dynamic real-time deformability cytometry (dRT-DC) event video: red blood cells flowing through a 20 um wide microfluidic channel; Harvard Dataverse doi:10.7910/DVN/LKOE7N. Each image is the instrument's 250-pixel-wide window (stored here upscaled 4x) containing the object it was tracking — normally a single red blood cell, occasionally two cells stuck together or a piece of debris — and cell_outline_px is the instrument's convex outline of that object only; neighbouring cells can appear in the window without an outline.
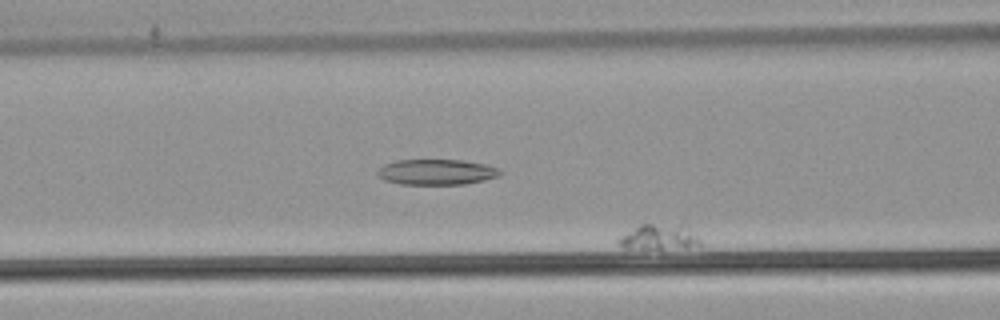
{"species": "common noctule bat (a hibernating species)", "species_latin": "Nyctalus noctula", "temperature_condition": "warm", "stored_images_in_passage": 59, "camera_frame_rate_fps": 3000, "um_per_image_px": 0.085, "animal": {"sex": "male", "body_mass_g": 21.5, "forearm_length_mm": 52.0}, "frame": {"image": 1, "passage_image": 24, "time_ms": 7.667, "image_size_px": [1000, 320], "cell_outline_px": [[700, 244], [688, 248], [624, 248], [616, 244], [616, 240], [620, 236], [640, 224], [684, 224], [700, 240]], "centroid_in_image_um": [55.98, 20.14], "position_along_channel_um": 110.6, "area_um2": 12.08}}
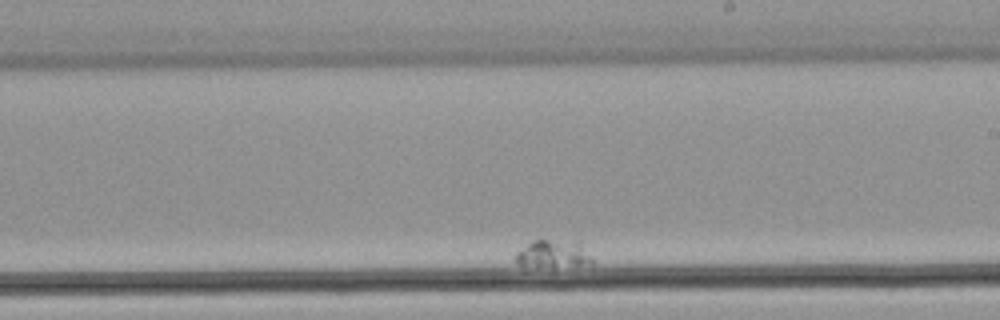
{"frame": {"image": 2, "passage_image": 43, "time_ms": 14.0, "image_size_px": [1000, 320], "cell_outline_px": [[592, 264], [552, 268], [520, 264], [512, 256], [516, 252], [532, 240], [580, 240], [592, 260]], "centroid_in_image_um": [47.03, 21.58], "position_along_channel_um": 242.0, "area_um2": 12.72}}
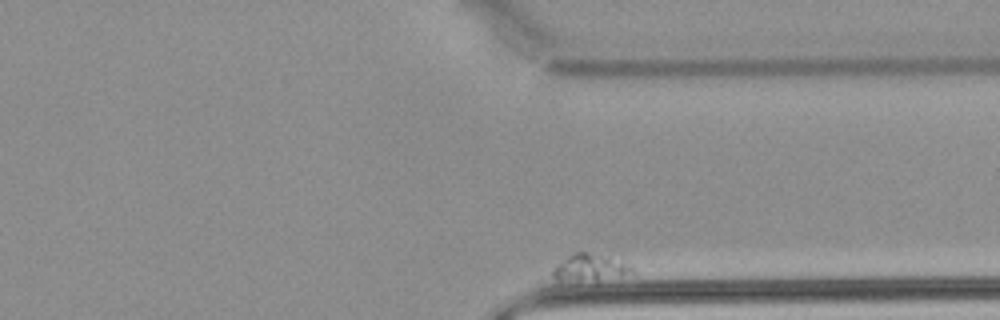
{"frame": {"image": 3, "passage_image": 59, "time_ms": 19.333, "image_size_px": [1000, 320], "cell_outline_px": [[632, 272], [620, 276], [596, 280], [556, 280], [552, 276], [552, 268], [560, 260], [572, 252], [588, 252], [608, 256], [620, 260], [632, 268]], "centroid_in_image_um": [50.06, 22.72], "position_along_channel_um": 361.3, "area_um2": 12.37}}